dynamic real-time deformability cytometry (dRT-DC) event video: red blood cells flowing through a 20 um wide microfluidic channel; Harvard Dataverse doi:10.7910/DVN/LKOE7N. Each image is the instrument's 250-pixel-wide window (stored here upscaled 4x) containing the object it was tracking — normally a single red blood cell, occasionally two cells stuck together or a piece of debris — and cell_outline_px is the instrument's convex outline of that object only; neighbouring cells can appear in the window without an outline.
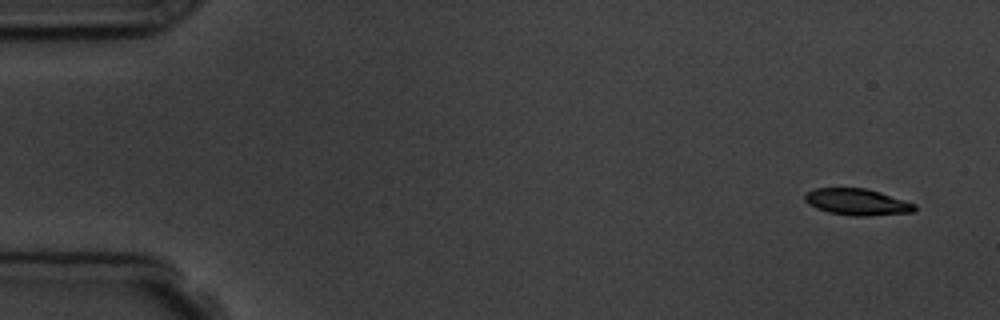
{"species": "common noctule bat (a hibernating species)", "species_latin": "Nyctalus noctula", "temperature_condition": "room temperature", "stored_images_in_passage": 6, "camera_frame_rate_fps": 3000, "um_per_image_px": 0.085, "animal": {"sex": "male", "body_mass_g": 19.5, "forearm_length_mm": 54.6}, "frame": {"image": 1, "passage_image": 1, "time_ms": 0.0, "image_size_px": [1000, 320], "cell_outline_px": [[916, 208], [912, 212], [868, 216], [852, 216], [828, 212], [816, 208], [808, 204], [804, 200], [804, 196], [808, 192], [816, 188], [864, 188], [880, 192], [916, 204]], "centroid_in_image_um": [72.84, 17.17], "position_along_channel_um": 12.2, "area_um2": 16.88}}
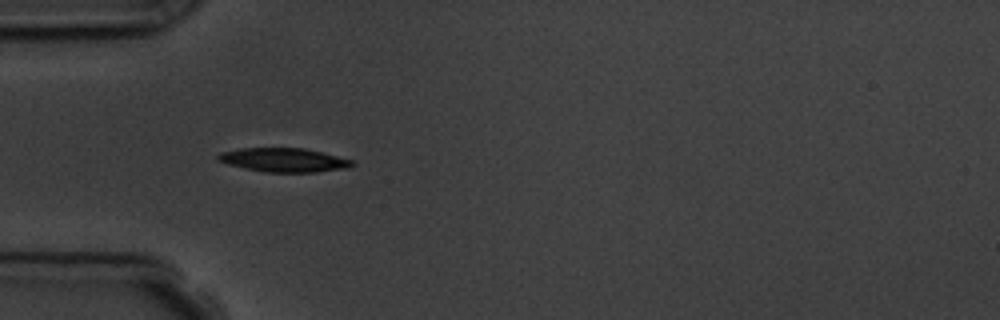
{"frame": {"image": 2, "passage_image": 5, "time_ms": 4.667, "image_size_px": [1000, 320], "cell_outline_px": [[356, 164], [348, 168], [316, 172], [264, 172], [244, 168], [228, 164], [216, 160], [216, 156], [220, 152], [240, 148], [304, 148], [352, 160]], "centroid_in_image_um": [24.09, 13.6], "position_along_channel_um": 60.9, "area_um2": 18.67}}